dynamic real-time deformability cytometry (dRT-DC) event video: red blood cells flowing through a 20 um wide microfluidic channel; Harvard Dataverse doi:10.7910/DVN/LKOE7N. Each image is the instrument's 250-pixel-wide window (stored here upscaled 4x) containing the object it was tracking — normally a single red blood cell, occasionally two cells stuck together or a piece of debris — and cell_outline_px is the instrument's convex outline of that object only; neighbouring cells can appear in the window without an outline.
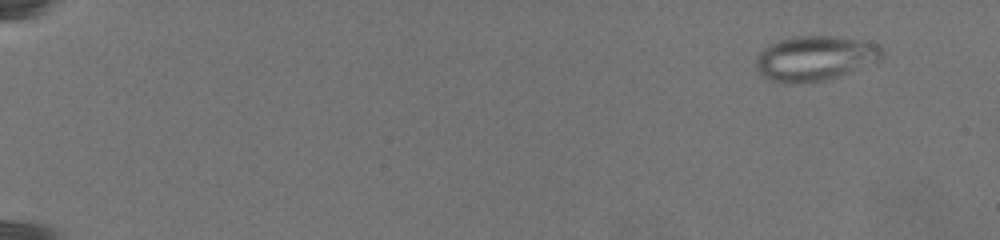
{"species": "common noctule bat (a hibernating species)", "species_latin": "Nyctalus noctula", "temperature_condition": "warm", "stored_images_in_passage": 46, "camera_frame_rate_fps": 3000, "um_per_image_px": 0.085, "animal": {"sex": "female", "body_mass_g": 19.5, "forearm_length_mm": 54.1}, "frame": {"image": 1, "passage_image": 4, "time_ms": 2.333, "image_size_px": [1000, 240], "cell_outline_px": [[880, 56], [840, 76], [824, 80], [776, 84], [760, 76], [756, 64], [756, 60], [760, 52], [768, 44], [780, 40], [796, 36], [840, 36], [880, 44]], "centroid_in_image_um": [69.15, 4.95], "position_along_channel_um": 15.9, "area_um2": 32.37}}
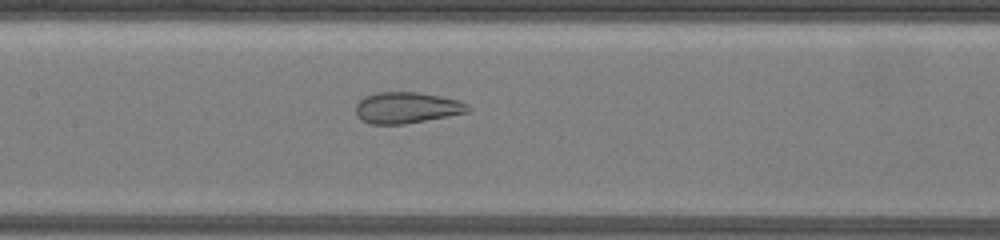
{"frame": {"image": 2, "passage_image": 26, "time_ms": 14.333, "image_size_px": [1000, 240], "cell_outline_px": [[472, 108], [468, 112], [404, 124], [372, 124], [360, 120], [356, 116], [356, 104], [364, 96], [376, 92], [416, 92], [456, 100], [468, 104]], "centroid_in_image_um": [34.52, 9.16], "position_along_channel_um": 172.9, "area_um2": 20.23}}
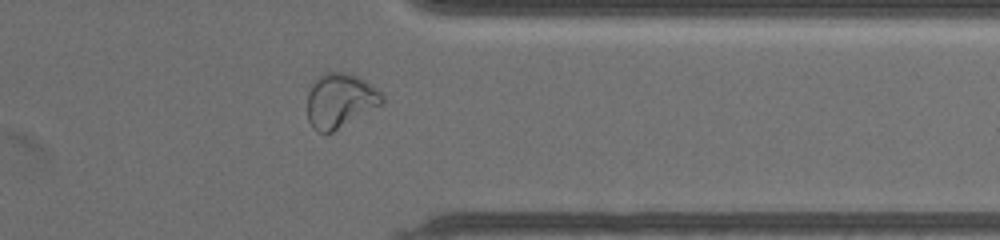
{"frame": {"image": 3, "passage_image": 39, "time_ms": 22.0, "image_size_px": [1000, 240], "cell_outline_px": [[384, 100], [380, 104], [332, 132], [324, 136], [316, 132], [312, 128], [308, 120], [308, 92], [316, 76], [324, 72], [344, 72], [356, 76], [364, 80], [380, 92], [384, 96]], "centroid_in_image_um": [28.84, 8.56], "position_along_channel_um": 382.6, "area_um2": 23.58}}